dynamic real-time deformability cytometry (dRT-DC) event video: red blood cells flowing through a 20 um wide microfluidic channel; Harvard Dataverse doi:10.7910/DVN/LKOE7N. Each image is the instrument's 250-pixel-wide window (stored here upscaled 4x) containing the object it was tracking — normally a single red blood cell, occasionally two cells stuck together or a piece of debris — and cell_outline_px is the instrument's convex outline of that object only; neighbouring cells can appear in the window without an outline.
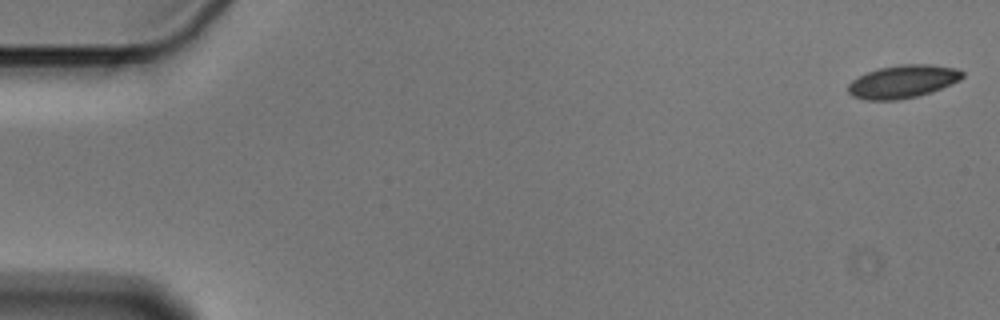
{"species": "Egyptian fruit bat (a non-hibernating species)", "species_latin": "Rousettus aegyptiacus", "temperature_condition": "cold", "stored_images_in_passage": 56, "camera_frame_rate_fps": 3000, "um_per_image_px": 0.085, "animal": {"sex": "male"}, "frame": {"image": 1, "passage_image": 1, "time_ms": 0.0, "image_size_px": [1000, 320], "cell_outline_px": [[964, 76], [960, 80], [932, 92], [916, 96], [896, 100], [864, 100], [852, 96], [848, 92], [848, 84], [852, 80], [868, 72], [880, 68], [900, 64], [932, 64], [956, 68], [964, 72]], "centroid_in_image_um": [76.75, 6.93], "position_along_channel_um": 8.2, "area_um2": 21.96}}
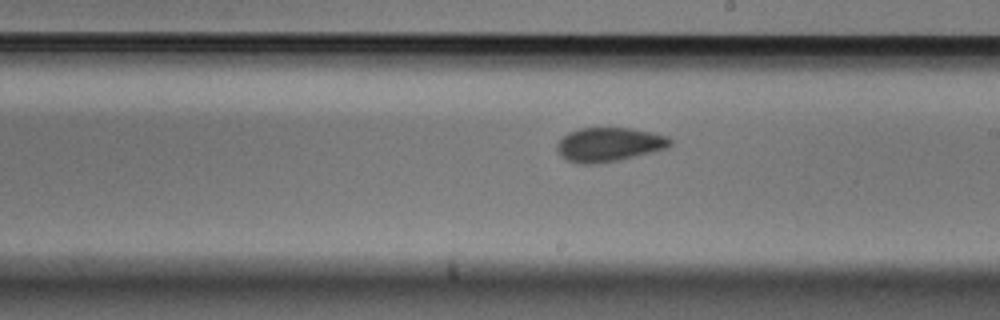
{"frame": {"image": 2, "passage_image": 32, "time_ms": 10.333, "image_size_px": [1000, 320], "cell_outline_px": [[672, 144], [668, 148], [620, 160], [600, 164], [576, 164], [560, 156], [556, 148], [556, 144], [568, 132], [580, 128], [632, 128], [652, 132], [668, 136], [672, 140]], "centroid_in_image_um": [51.77, 12.29], "position_along_channel_um": 237.2, "area_um2": 22.77}}
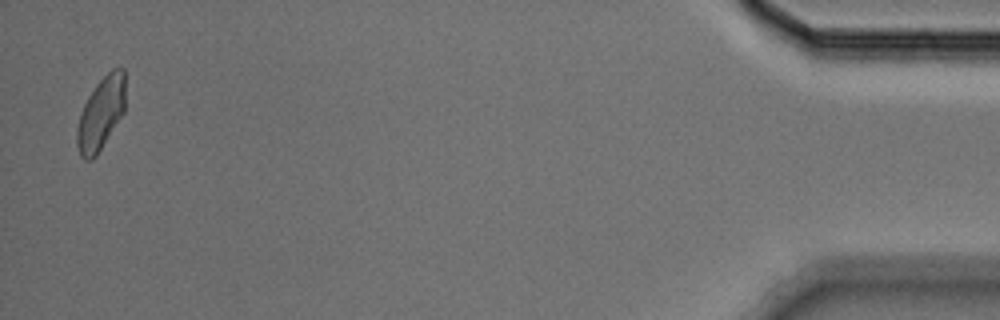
{"frame": {"image": 3, "passage_image": 55, "time_ms": 18.0, "image_size_px": [1000, 320], "cell_outline_px": [[124, 112], [96, 156], [92, 160], [84, 160], [80, 156], [76, 144], [76, 128], [80, 112], [88, 96], [96, 84], [112, 68], [124, 68]], "centroid_in_image_um": [8.55, 9.67], "position_along_channel_um": 426.7, "area_um2": 20.46}, "authors_computed_cell_mechanics": {"area_um2": 21.9062, "velocity_mm_per_s": 3.5809, "shape_relaxation_time_tau1_ms": 3.5626, "shape_relaxation_time_tau2_ms": 1.2506, "deformation_change_tau1": 0.0967, "deformation_change_tau2": 0.0567}}